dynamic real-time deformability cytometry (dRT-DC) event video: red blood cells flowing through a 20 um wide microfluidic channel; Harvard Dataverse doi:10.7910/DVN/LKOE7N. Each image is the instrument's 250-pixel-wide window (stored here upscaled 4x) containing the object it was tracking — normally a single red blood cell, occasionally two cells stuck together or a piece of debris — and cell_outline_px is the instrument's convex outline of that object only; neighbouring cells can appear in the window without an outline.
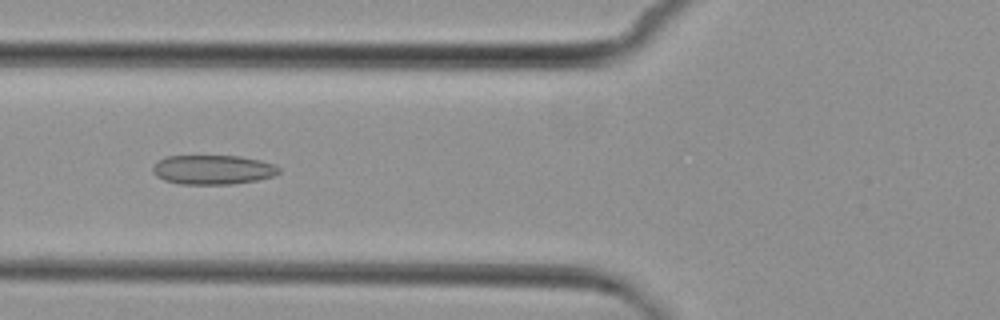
{"species": "common noctule bat (a hibernating species)", "species_latin": "Nyctalus noctula", "temperature_condition": "cold", "stored_images_in_passage": 7, "camera_frame_rate_fps": 3000, "um_per_image_px": 0.085, "animal": {"sex": "female", "body_mass_g": 29.2, "forearm_length_mm": 56.3}, "frame": {"image": 1, "passage_image": 6, "time_ms": 6.0, "image_size_px": [1000, 320], "cell_outline_px": [[280, 172], [276, 176], [256, 180], [232, 184], [180, 184], [164, 180], [156, 176], [152, 172], [152, 168], [164, 156], [240, 156], [260, 160], [276, 164], [280, 168]], "centroid_in_image_um": [18.13, 14.42], "position_along_channel_um": 107.7, "area_um2": 21.73}}
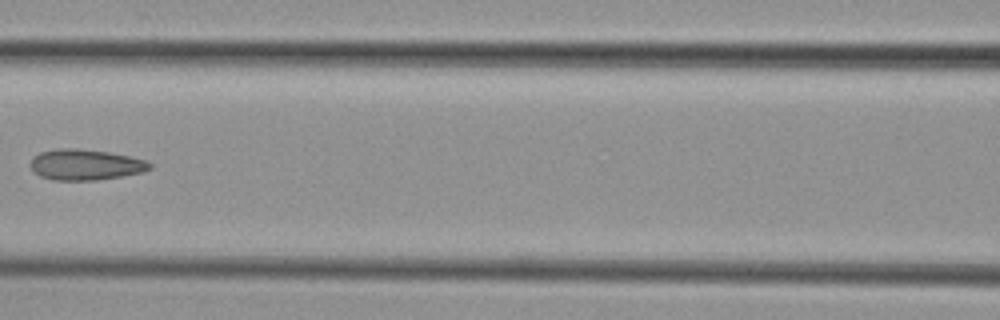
{"frame": {"image": 2, "passage_image": 7, "time_ms": 7.333, "image_size_px": [1000, 320], "cell_outline_px": [[152, 168], [144, 172], [96, 180], [52, 180], [40, 176], [32, 172], [28, 164], [40, 152], [56, 148], [80, 148], [108, 152], [148, 160], [152, 164]], "centroid_in_image_um": [7.25, 13.99], "position_along_channel_um": 159.4, "area_um2": 21.62}}